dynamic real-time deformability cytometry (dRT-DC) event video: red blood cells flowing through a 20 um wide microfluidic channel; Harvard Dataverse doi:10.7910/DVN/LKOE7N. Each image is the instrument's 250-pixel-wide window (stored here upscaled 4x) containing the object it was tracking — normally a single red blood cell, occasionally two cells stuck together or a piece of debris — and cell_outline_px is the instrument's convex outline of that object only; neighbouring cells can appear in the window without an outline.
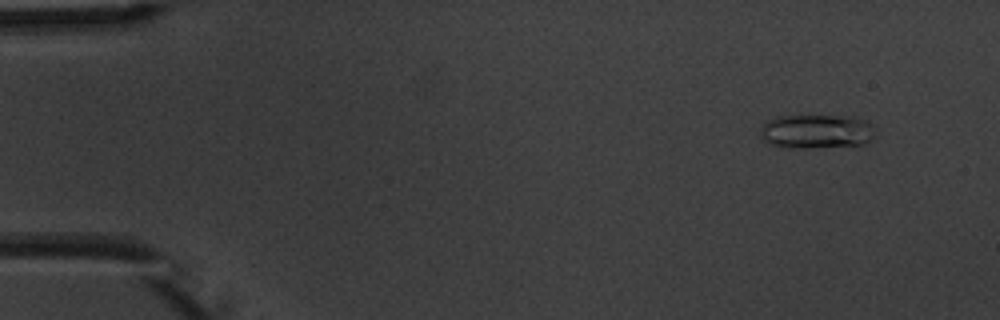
{"species": "common noctule bat (a hibernating species)", "species_latin": "Nyctalus noctula", "temperature_condition": "warm", "stored_images_in_passage": 4, "camera_frame_rate_fps": 3000, "um_per_image_px": 0.085, "animal": {"sex": "male", "body_mass_g": 20.1, "forearm_length_mm": 53.5}, "frame": {"image": 1, "passage_image": 1, "time_ms": 0.0, "image_size_px": [1000, 320], "cell_outline_px": [[876, 136], [868, 144], [808, 148], [784, 148], [768, 144], [760, 136], [760, 128], [768, 120], [780, 116], [852, 116], [864, 120], [876, 128]], "centroid_in_image_um": [69.43, 11.19], "position_along_channel_um": 15.6, "area_um2": 23.29}}